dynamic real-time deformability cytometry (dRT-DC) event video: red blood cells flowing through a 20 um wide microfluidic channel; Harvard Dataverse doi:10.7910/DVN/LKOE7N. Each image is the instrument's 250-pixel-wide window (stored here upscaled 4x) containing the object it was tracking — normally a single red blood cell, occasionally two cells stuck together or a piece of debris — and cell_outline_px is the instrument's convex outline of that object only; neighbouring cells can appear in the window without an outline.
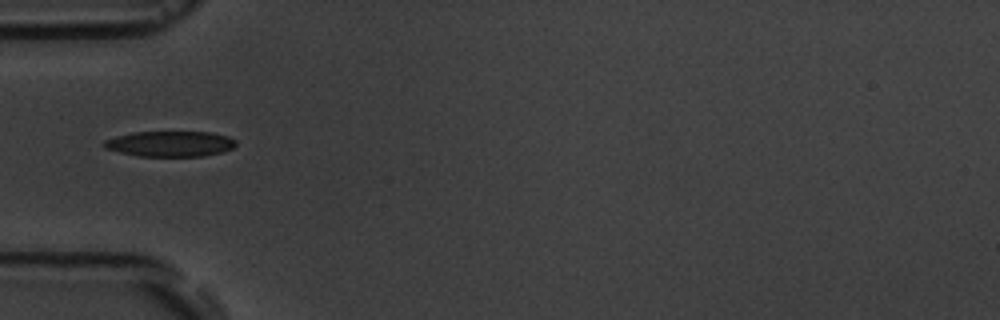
{"species": "common noctule bat (a hibernating species)", "species_latin": "Nyctalus noctula", "temperature_condition": "room temperature", "stored_images_in_passage": 8, "camera_frame_rate_fps": 3000, "um_per_image_px": 0.085, "animal": {"sex": "male", "body_mass_g": 19.5, "forearm_length_mm": 54.6}, "frame": {"image": 1, "passage_image": 6, "time_ms": 5.667, "image_size_px": [1000, 320], "cell_outline_px": [[236, 144], [232, 148], [224, 152], [204, 156], [140, 156], [120, 152], [104, 148], [100, 144], [104, 140], [116, 136], [132, 132], [212, 132], [228, 136], [236, 140]], "centroid_in_image_um": [14.46, 12.22], "position_along_channel_um": 70.5, "area_um2": 19.77}}
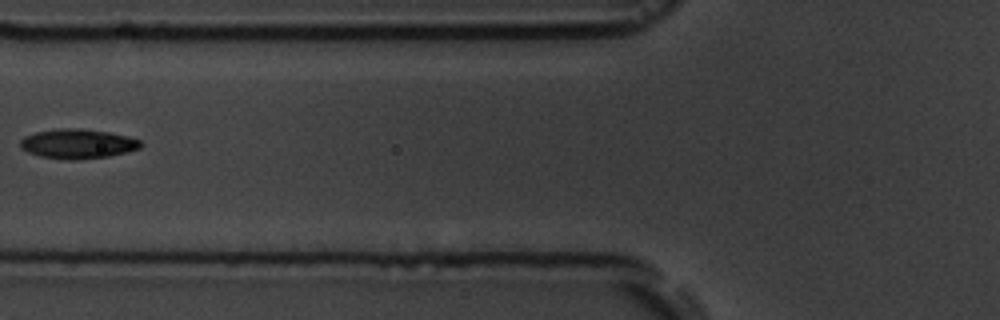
{"frame": {"image": 2, "passage_image": 7, "time_ms": 7.0, "image_size_px": [1000, 320], "cell_outline_px": [[144, 144], [140, 148], [128, 152], [108, 156], [76, 160], [68, 160], [40, 156], [28, 152], [20, 148], [20, 140], [24, 136], [36, 132], [56, 128], [80, 128], [108, 132], [128, 136], [140, 140]], "centroid_in_image_um": [6.61, 12.22], "position_along_channel_um": 119.2, "area_um2": 20.92}}
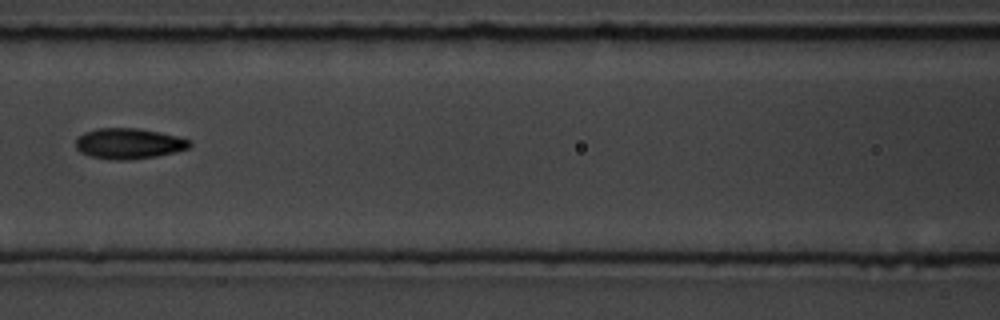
{"frame": {"image": 3, "passage_image": 8, "time_ms": 8.0, "image_size_px": [1000, 320], "cell_outline_px": [[192, 144], [188, 148], [176, 152], [156, 156], [128, 160], [112, 160], [92, 156], [80, 152], [76, 148], [76, 140], [84, 132], [96, 128], [140, 128], [160, 132], [192, 140]], "centroid_in_image_um": [10.97, 12.2], "position_along_channel_um": 155.6, "area_um2": 20.4}}